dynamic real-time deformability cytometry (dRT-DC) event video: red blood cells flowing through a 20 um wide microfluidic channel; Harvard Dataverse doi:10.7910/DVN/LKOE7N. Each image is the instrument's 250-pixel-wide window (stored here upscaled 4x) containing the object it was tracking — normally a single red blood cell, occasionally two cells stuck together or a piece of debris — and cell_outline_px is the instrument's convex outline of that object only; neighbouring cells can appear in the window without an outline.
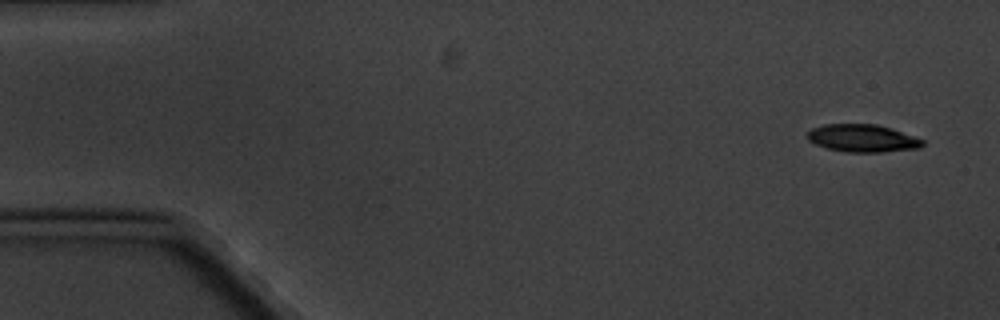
{"species": "common noctule bat (a hibernating species)", "species_latin": "Nyctalus noctula", "temperature_condition": "cold", "stored_images_in_passage": 5, "camera_frame_rate_fps": 3000, "um_per_image_px": 0.085, "animal": {"sex": "male", "body_mass_g": 20.1, "forearm_length_mm": 53.5}, "frame": {"image": 1, "passage_image": 1, "time_ms": 0.0, "image_size_px": [1000, 320], "cell_outline_px": [[924, 144], [920, 148], [884, 152], [848, 152], [828, 148], [816, 144], [808, 140], [808, 132], [812, 128], [824, 124], [876, 124], [892, 128], [924, 140]], "centroid_in_image_um": [73.34, 11.75], "position_along_channel_um": 11.7, "area_um2": 18.5}}